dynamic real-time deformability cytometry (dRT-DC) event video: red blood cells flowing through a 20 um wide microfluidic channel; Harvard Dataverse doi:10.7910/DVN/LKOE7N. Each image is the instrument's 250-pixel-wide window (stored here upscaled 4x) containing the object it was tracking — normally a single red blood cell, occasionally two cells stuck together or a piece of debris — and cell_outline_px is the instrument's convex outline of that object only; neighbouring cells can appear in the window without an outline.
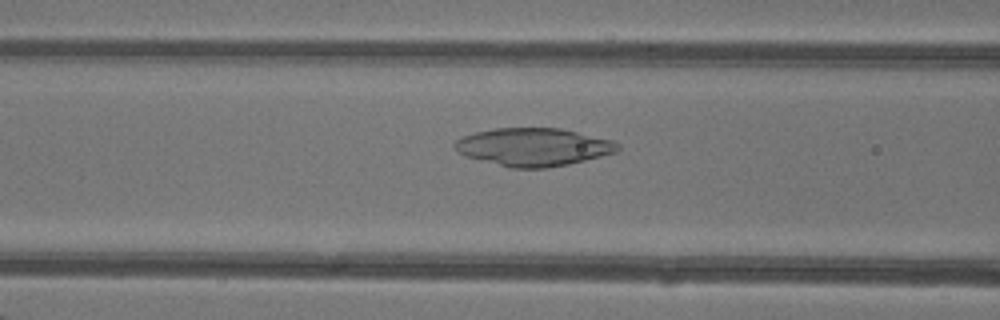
{"species": "common noctule bat (a hibernating species)", "species_latin": "Nyctalus noctula", "temperature_condition": "warm", "stored_images_in_passage": 48, "camera_frame_rate_fps": 3000, "um_per_image_px": 0.085, "animal": {"sex": "female"}, "frame": {"image": 1, "passage_image": 20, "time_ms": 6.333, "image_size_px": [1000, 320], "cell_outline_px": [[620, 148], [616, 152], [568, 164], [548, 168], [508, 168], [464, 156], [452, 148], [452, 144], [456, 140], [464, 136], [476, 132], [496, 128], [560, 128], [612, 140], [620, 144]], "centroid_in_image_um": [45.3, 12.5], "position_along_channel_um": 121.3, "area_um2": 36.13}}
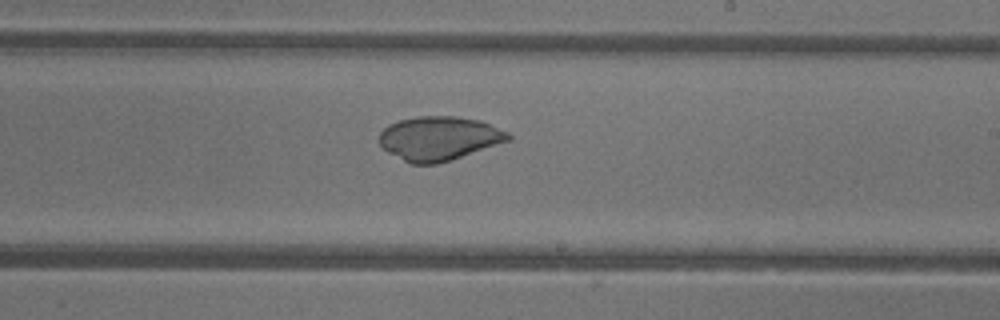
{"frame": {"image": 2, "passage_image": 29, "time_ms": 9.333, "image_size_px": [1000, 320], "cell_outline_px": [[512, 140], [452, 160], [436, 164], [412, 164], [388, 152], [380, 144], [380, 132], [388, 124], [400, 120], [420, 116], [456, 116], [480, 120], [508, 132], [512, 136]], "centroid_in_image_um": [37.36, 11.76], "position_along_channel_um": 251.6, "area_um2": 33.12}}
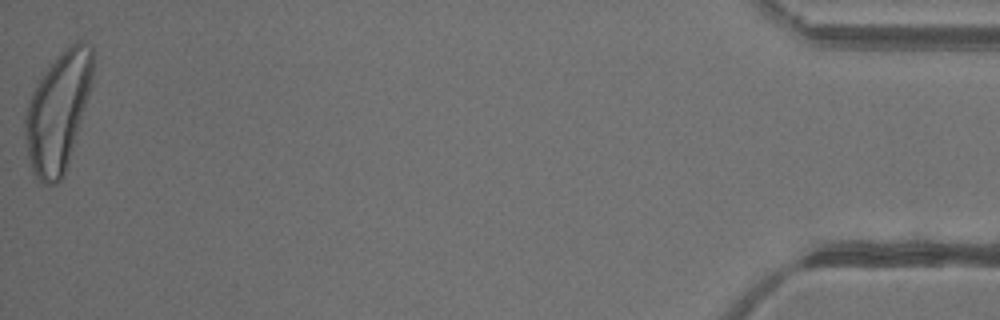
{"frame": {"image": 3, "passage_image": 48, "time_ms": 15.667, "image_size_px": [1000, 320], "cell_outline_px": [[92, 76], [88, 92], [64, 176], [56, 184], [44, 184], [36, 180], [32, 172], [28, 156], [24, 136], [24, 116], [32, 92], [48, 68], [72, 44], [80, 40], [84, 40], [92, 48]], "centroid_in_image_um": [4.88, 9.57], "position_along_channel_um": 430.3, "area_um2": 45.49}}